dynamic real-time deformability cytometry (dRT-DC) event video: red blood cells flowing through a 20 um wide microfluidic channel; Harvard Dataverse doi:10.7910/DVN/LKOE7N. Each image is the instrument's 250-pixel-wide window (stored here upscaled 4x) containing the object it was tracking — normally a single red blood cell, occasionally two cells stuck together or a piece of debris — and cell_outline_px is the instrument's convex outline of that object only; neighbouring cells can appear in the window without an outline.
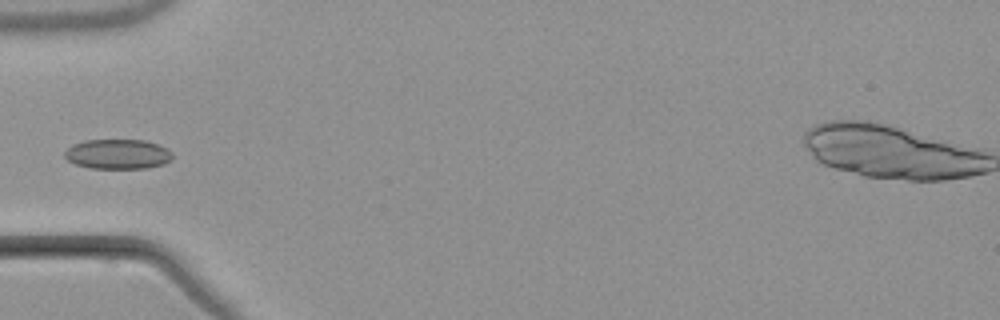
{"species": "common noctule bat (a hibernating species)", "species_latin": "Nyctalus noctula", "temperature_condition": "warm", "stored_images_in_passage": 5, "camera_frame_rate_fps": 3000, "um_per_image_px": 0.085, "animal": {"sex": "male", "body_mass_g": 21.5, "forearm_length_mm": 52.0}, "frame": {"image": 1, "passage_image": 5, "time_ms": 5.0, "image_size_px": [1000, 320], "cell_outline_px": [[172, 160], [164, 164], [148, 168], [88, 168], [76, 164], [68, 160], [64, 156], [64, 152], [72, 144], [84, 140], [144, 140], [168, 148], [172, 152]], "centroid_in_image_um": [10.02, 13.1], "position_along_channel_um": 75.0, "area_um2": 18.84}}